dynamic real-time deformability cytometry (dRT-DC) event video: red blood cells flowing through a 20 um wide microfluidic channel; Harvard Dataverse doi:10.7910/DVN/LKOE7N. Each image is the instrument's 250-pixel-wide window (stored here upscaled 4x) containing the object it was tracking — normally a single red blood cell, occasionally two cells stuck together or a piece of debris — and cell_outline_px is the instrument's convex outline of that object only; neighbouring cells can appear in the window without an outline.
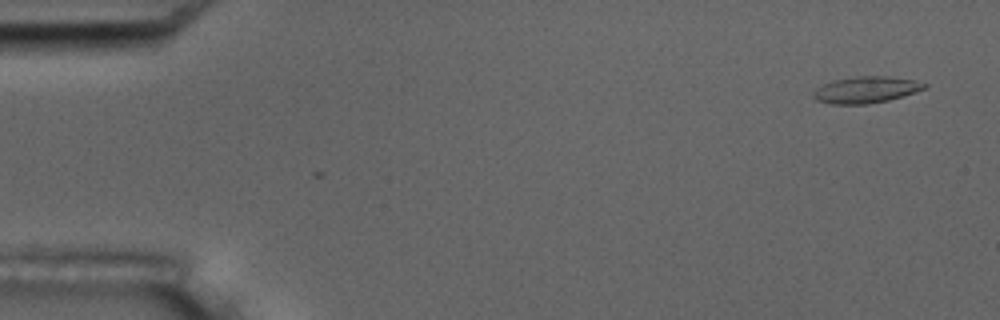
{"species": "common noctule bat (a hibernating species)", "species_latin": "Nyctalus noctula", "temperature_condition": "room temperature", "stored_images_in_passage": 4, "camera_frame_rate_fps": 3000, "um_per_image_px": 0.085, "animal": {"sex": "male", "body_mass_g": 17.5, "forearm_length_mm": 52.3}, "frame": {"image": 1, "passage_image": 1, "time_ms": 0.0, "image_size_px": [1000, 320], "cell_outline_px": [[928, 84], [924, 88], [888, 100], [868, 104], [832, 104], [816, 100], [812, 96], [812, 92], [816, 88], [832, 80], [856, 76], [888, 76], [912, 80]], "centroid_in_image_um": [73.53, 7.63], "position_along_channel_um": 11.5, "area_um2": 16.94}}
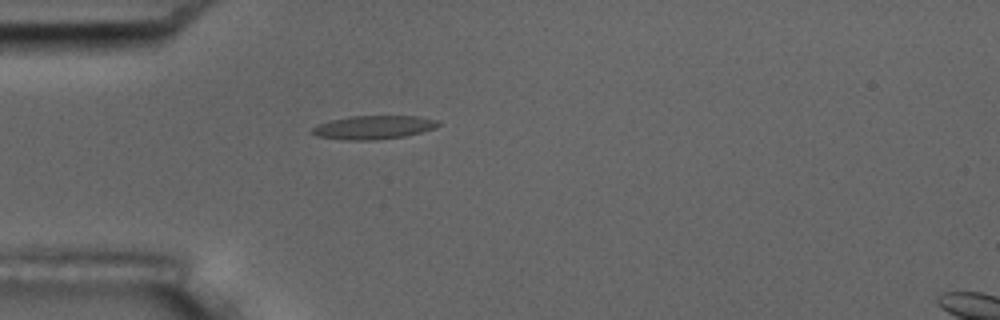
{"frame": {"image": 2, "passage_image": 4, "time_ms": 4.333, "image_size_px": [1000, 320], "cell_outline_px": [[440, 124], [436, 128], [404, 136], [376, 140], [348, 140], [316, 136], [308, 132], [312, 128], [328, 120], [348, 116], [416, 116], [440, 120]], "centroid_in_image_um": [31.73, 10.82], "position_along_channel_um": 53.3, "area_um2": 17.46}}